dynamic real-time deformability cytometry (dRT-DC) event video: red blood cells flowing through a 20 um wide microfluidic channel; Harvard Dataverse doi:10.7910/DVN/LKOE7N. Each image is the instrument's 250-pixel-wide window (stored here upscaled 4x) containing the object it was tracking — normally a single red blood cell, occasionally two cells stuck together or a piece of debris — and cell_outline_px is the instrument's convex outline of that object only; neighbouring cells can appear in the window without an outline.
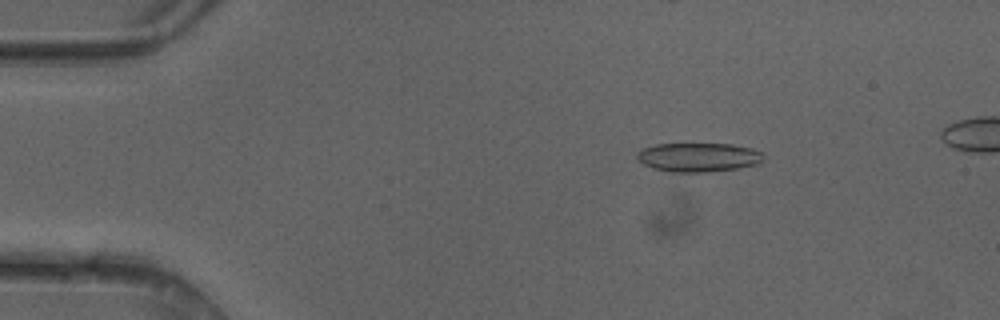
{"species": "common noctule bat (a hibernating species)", "species_latin": "Nyctalus noctula", "temperature_condition": "cold", "stored_images_in_passage": 41, "camera_frame_rate_fps": 3000, "um_per_image_px": 0.085, "animal": {"sex": "female"}, "frame": {"image": 1, "passage_image": 8, "time_ms": 2.333, "image_size_px": [1000, 320], "cell_outline_px": [[764, 160], [760, 164], [736, 168], [704, 172], [672, 172], [652, 168], [644, 164], [636, 156], [636, 152], [644, 148], [656, 144], [732, 144], [752, 148], [760, 152], [764, 156]], "centroid_in_image_um": [59.38, 13.36], "position_along_channel_um": 25.6, "area_um2": 21.33}}
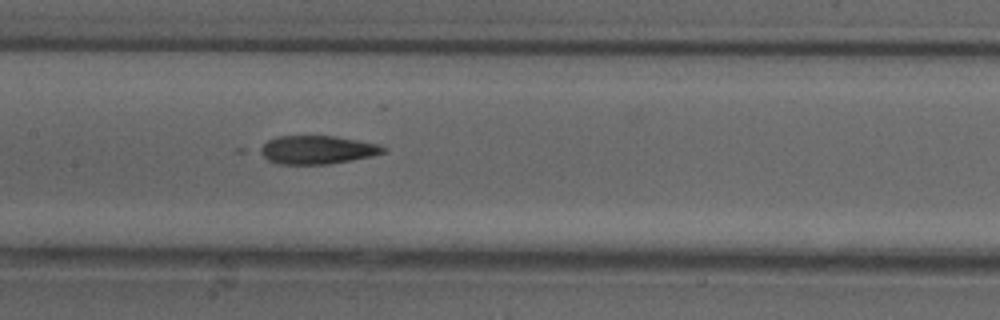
{"frame": {"image": 2, "passage_image": 24, "time_ms": 7.667, "image_size_px": [1000, 320], "cell_outline_px": [[388, 148], [384, 152], [372, 156], [352, 160], [328, 164], [276, 164], [268, 160], [256, 152], [256, 148], [268, 140], [276, 136], [336, 136], [380, 144]], "centroid_in_image_um": [26.91, 12.73], "position_along_channel_um": 180.5, "area_um2": 20.75}}
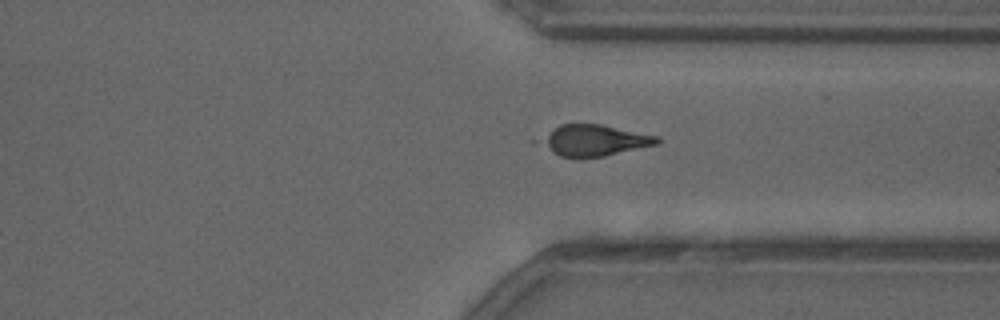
{"frame": {"image": 3, "passage_image": 37, "time_ms": 12.0, "image_size_px": [1000, 320], "cell_outline_px": [[660, 144], [604, 156], [580, 160], [560, 156], [552, 152], [540, 140], [560, 124], [600, 124], [656, 136], [660, 140]], "centroid_in_image_um": [50.55, 11.97], "position_along_channel_um": 360.9, "area_um2": 20.98}, "authors_computed_cell_mechanics": {"area_um2": 21.3282, "velocity_mm_per_s": 4.1802, "shape_relaxation_time_tau1_ms": 9.3614, "shape_relaxation_time_tau2_ms": 1.6015, "deformation_change_tau1": 0.1774, "deformation_change_tau2": 0.0623}}